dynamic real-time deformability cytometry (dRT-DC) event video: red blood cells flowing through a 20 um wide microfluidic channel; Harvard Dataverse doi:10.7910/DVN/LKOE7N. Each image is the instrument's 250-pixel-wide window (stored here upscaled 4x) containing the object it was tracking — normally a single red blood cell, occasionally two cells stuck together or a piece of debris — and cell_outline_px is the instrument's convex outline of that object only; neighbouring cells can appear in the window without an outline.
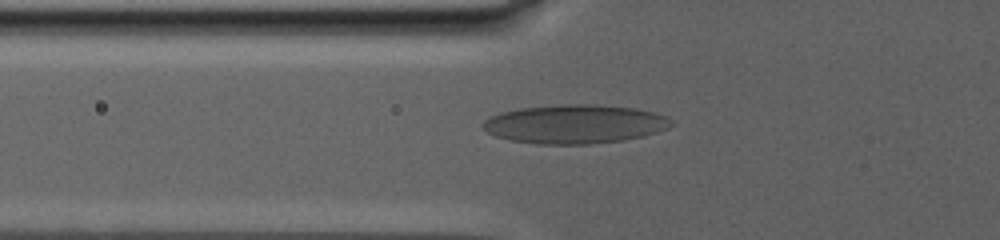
{"species": "human", "species_latin": "Homo sapiens", "temperature_condition": "warm", "stored_images_in_passage": 92, "camera_frame_rate_fps": 3000, "um_per_image_px": 0.085, "donor": {"sex": "male"}, "frame": {"image": 1, "passage_image": 2, "time_ms": 0.333, "image_size_px": [1000, 240], "cell_outline_px": [[672, 124], [668, 128], [644, 136], [624, 140], [588, 144], [536, 144], [512, 140], [496, 136], [488, 132], [480, 124], [484, 120], [500, 112], [520, 108], [560, 104], [596, 104], [636, 108], [668, 116], [672, 120]], "centroid_in_image_um": [48.87, 10.54], "position_along_channel_um": 76.9, "area_um2": 42.77}}
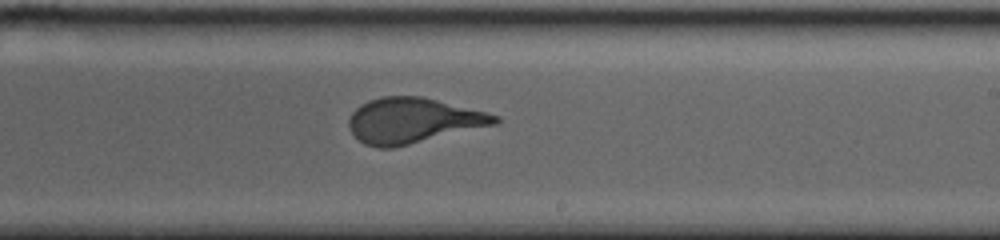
{"frame": {"image": 2, "passage_image": 43, "time_ms": 7.667, "image_size_px": [1000, 240], "cell_outline_px": [[500, 120], [496, 124], [392, 148], [376, 148], [364, 144], [352, 132], [348, 124], [348, 120], [352, 112], [360, 104], [368, 100], [384, 96], [420, 96], [488, 112], [500, 116]], "centroid_in_image_um": [35.09, 10.24], "position_along_channel_um": 253.9, "area_um2": 38.38}}
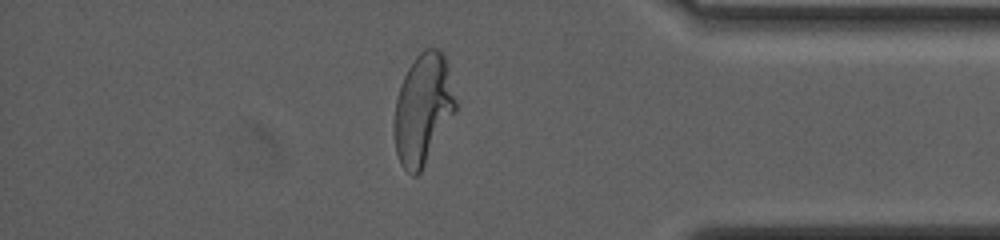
{"frame": {"image": 3, "passage_image": 72, "time_ms": 14.333, "image_size_px": [1000, 240], "cell_outline_px": [[456, 112], [420, 172], [416, 176], [412, 176], [400, 164], [396, 152], [392, 128], [392, 120], [396, 100], [400, 84], [408, 68], [416, 56], [424, 48], [440, 48], [444, 56], [456, 100]], "centroid_in_image_um": [35.92, 9.29], "position_along_channel_um": 399.3, "area_um2": 39.77}}